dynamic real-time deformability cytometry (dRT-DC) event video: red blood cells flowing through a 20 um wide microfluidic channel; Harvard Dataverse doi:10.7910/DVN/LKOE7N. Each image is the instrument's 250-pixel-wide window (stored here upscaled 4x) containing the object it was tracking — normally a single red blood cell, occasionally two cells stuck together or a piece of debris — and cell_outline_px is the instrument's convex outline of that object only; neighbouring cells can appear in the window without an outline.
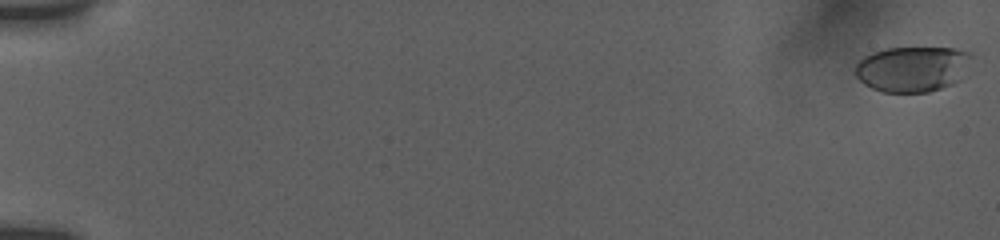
{"species": "human", "species_latin": "Homo sapiens", "temperature_condition": "room temperature", "stored_images_in_passage": 57, "camera_frame_rate_fps": 3000, "um_per_image_px": 0.085, "donor": {"sex": "female"}, "frame": {"image": 1, "passage_image": 1, "time_ms": 0.0, "image_size_px": [1000, 240], "cell_outline_px": [[972, 56], [960, 80], [952, 84], [928, 92], [880, 92], [864, 84], [856, 76], [856, 64], [864, 56], [872, 52], [884, 48], [956, 48], [972, 52]], "centroid_in_image_um": [77.56, 5.85], "position_along_channel_um": 7.4, "area_um2": 30.92}}
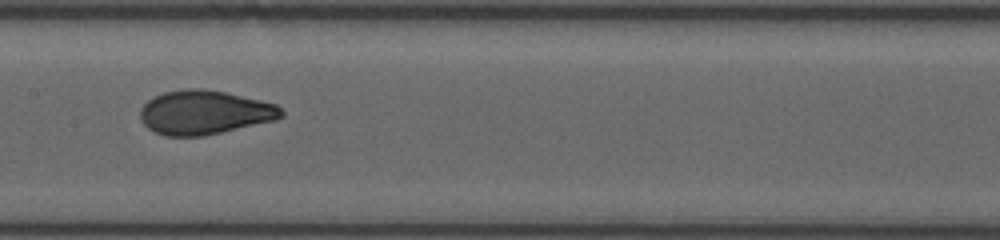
{"frame": {"image": 2, "passage_image": 28, "time_ms": 10.0, "image_size_px": [1000, 240], "cell_outline_px": [[284, 116], [276, 120], [204, 136], [164, 136], [148, 128], [144, 124], [140, 116], [140, 108], [148, 100], [164, 92], [188, 88], [196, 88], [224, 92], [260, 100], [276, 104], [284, 112]], "centroid_in_image_um": [17.39, 9.56], "position_along_channel_um": 190.0, "area_um2": 36.07}}
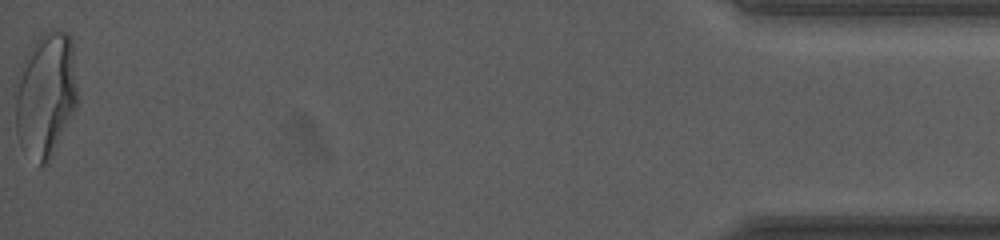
{"frame": {"image": 3, "passage_image": 56, "time_ms": 18.667, "image_size_px": [1000, 240], "cell_outline_px": [[76, 108], [52, 156], [44, 164], [40, 164], [20, 144], [16, 132], [16, 96], [20, 64], [32, 44], [44, 32], [52, 28], [64, 32], [72, 36], [76, 88]], "centroid_in_image_um": [3.89, 7.99], "position_along_channel_um": 431.3, "area_um2": 44.74}, "authors_computed_cell_mechanics": {"area_um2": 35.6626, "velocity_mm_per_s": 3.7657, "shape_relaxation_time_tau1_ms": 4.7615, "shape_relaxation_time_tau2_ms": 0.7052, "deformation_change_tau1": 0.1693, "deformation_change_tau2": 0.0574}}